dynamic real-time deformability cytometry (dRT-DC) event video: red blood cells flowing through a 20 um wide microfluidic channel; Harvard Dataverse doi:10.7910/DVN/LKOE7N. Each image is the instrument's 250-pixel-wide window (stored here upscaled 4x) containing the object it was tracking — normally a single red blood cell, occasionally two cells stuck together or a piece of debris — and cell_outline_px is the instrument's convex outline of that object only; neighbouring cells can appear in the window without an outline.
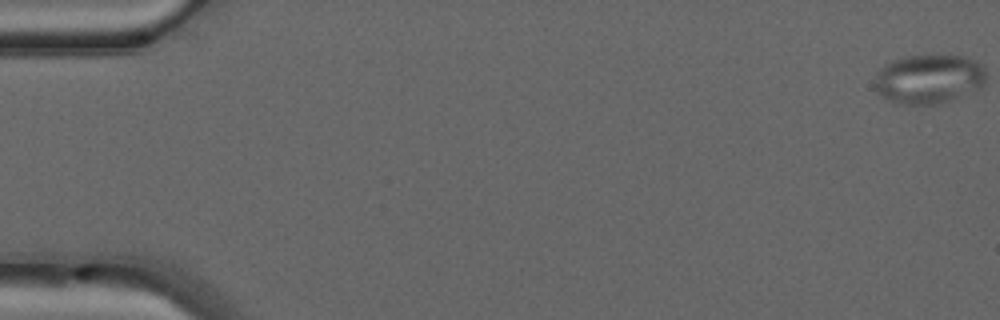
{"species": "common noctule bat (a hibernating species)", "species_latin": "Nyctalus noctula", "temperature_condition": "warm", "stored_images_in_passage": 50, "camera_frame_rate_fps": 3000, "um_per_image_px": 0.085, "animal": {"sex": "male", "forearm_length_mm": 52.5}, "frame": {"image": 1, "passage_image": 1, "time_ms": 0.0, "image_size_px": [1000, 320], "cell_outline_px": [[984, 84], [976, 92], [940, 104], [900, 104], [888, 100], [876, 92], [876, 72], [884, 64], [908, 56], [968, 56], [976, 60], [984, 68]], "centroid_in_image_um": [78.98, 6.73], "position_along_channel_um": 6.0, "area_um2": 32.14}}
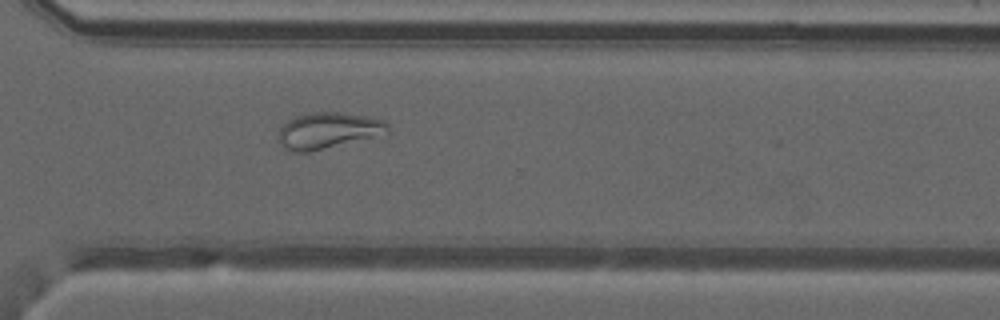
{"frame": {"image": 2, "passage_image": 37, "time_ms": 12.0, "image_size_px": [1000, 320], "cell_outline_px": [[388, 132], [308, 152], [292, 152], [284, 148], [276, 140], [280, 128], [288, 120], [296, 116], [312, 112], [340, 112], [372, 116], [384, 120], [388, 124]], "centroid_in_image_um": [27.83, 11.07], "position_along_channel_um": 342.8, "area_um2": 22.83}}
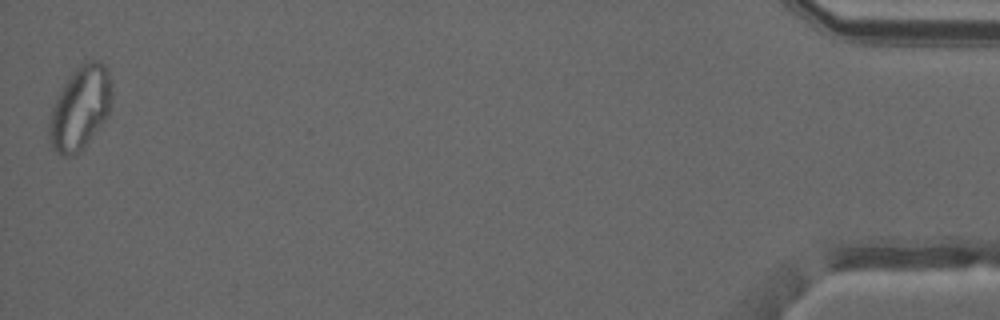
{"frame": {"image": 3, "passage_image": 50, "time_ms": 16.333, "image_size_px": [1000, 320], "cell_outline_px": [[112, 100], [108, 116], [92, 136], [72, 156], [64, 156], [56, 152], [52, 148], [48, 136], [48, 124], [52, 108], [64, 84], [76, 68], [80, 64], [88, 60], [100, 60], [104, 64], [108, 72], [112, 84]], "centroid_in_image_um": [6.83, 9.15], "position_along_channel_um": 428.4, "area_um2": 30.17}, "authors_computed_cell_mechanics": {"area_um2": 28.2064, "velocity_mm_per_s": 4.1464, "shape_relaxation_time_tau1_ms": null, "shape_relaxation_time_tau2_ms": 2.282, "deformation_change_tau1": null, "deformation_change_tau2": 0.0869}}